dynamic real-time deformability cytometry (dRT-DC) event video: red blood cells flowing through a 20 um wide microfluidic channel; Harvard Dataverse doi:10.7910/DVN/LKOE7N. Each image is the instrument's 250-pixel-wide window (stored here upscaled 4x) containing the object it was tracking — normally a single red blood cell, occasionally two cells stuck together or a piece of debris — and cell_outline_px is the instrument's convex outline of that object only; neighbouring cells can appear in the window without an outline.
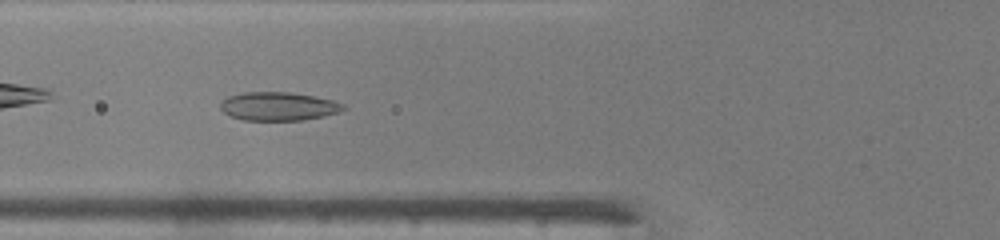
{"species": "common noctule bat (a hibernating species)", "species_latin": "Nyctalus noctula", "temperature_condition": "warm", "stored_images_in_passage": 46, "camera_frame_rate_fps": 3000, "um_per_image_px": 0.085, "animal": {"sex": "male", "body_mass_g": 19.0, "forearm_length_mm": 50.8}, "frame": {"image": 1, "passage_image": 17, "time_ms": 5.333, "image_size_px": [1000, 240], "cell_outline_px": [[348, 108], [340, 112], [324, 116], [304, 120], [244, 120], [228, 116], [220, 108], [220, 104], [228, 96], [244, 92], [288, 92], [312, 96], [332, 100], [344, 104]], "centroid_in_image_um": [23.67, 9.04], "position_along_channel_um": 102.1, "area_um2": 20.46}}
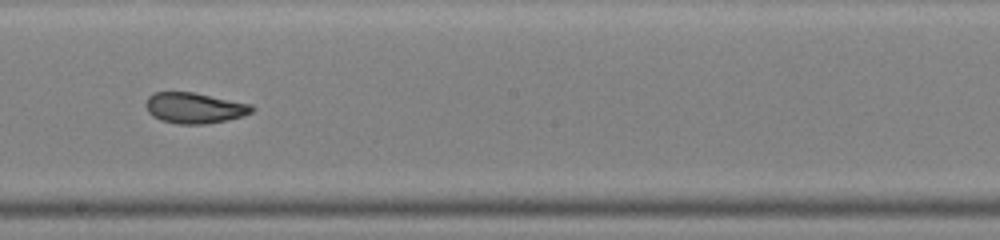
{"frame": {"image": 2, "passage_image": 26, "time_ms": 8.333, "image_size_px": [1000, 240], "cell_outline_px": [[256, 108], [252, 112], [244, 116], [228, 120], [204, 124], [176, 124], [160, 120], [152, 116], [148, 112], [144, 104], [148, 96], [156, 92], [192, 92], [252, 104]], "centroid_in_image_um": [16.53, 9.18], "position_along_channel_um": 231.7, "area_um2": 19.19}}
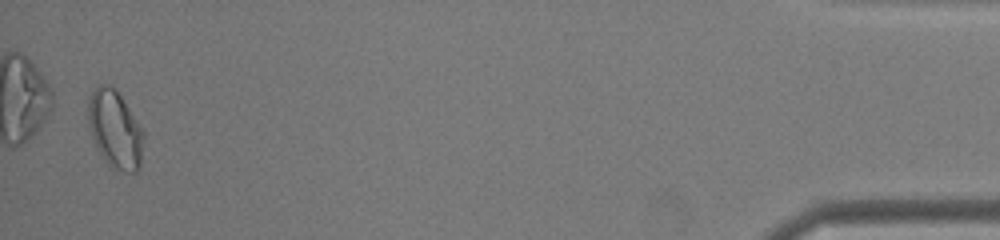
{"frame": {"image": 3, "passage_image": 45, "time_ms": 14.667, "image_size_px": [1000, 240], "cell_outline_px": [[144, 136], [140, 164], [136, 172], [124, 172], [108, 164], [104, 160], [92, 136], [88, 124], [88, 100], [96, 84], [108, 84], [120, 96], [144, 132]], "centroid_in_image_um": [9.76, 10.99], "position_along_channel_um": 425.4, "area_um2": 24.62}, "authors_computed_cell_mechanics": {"area_um2": 20.7213, "velocity_mm_per_s": 4.3207, "shape_relaxation_time_tau1_ms": null, "shape_relaxation_time_tau2_ms": 1.7207, "deformation_change_tau1": null, "deformation_change_tau2": 0.0656}}